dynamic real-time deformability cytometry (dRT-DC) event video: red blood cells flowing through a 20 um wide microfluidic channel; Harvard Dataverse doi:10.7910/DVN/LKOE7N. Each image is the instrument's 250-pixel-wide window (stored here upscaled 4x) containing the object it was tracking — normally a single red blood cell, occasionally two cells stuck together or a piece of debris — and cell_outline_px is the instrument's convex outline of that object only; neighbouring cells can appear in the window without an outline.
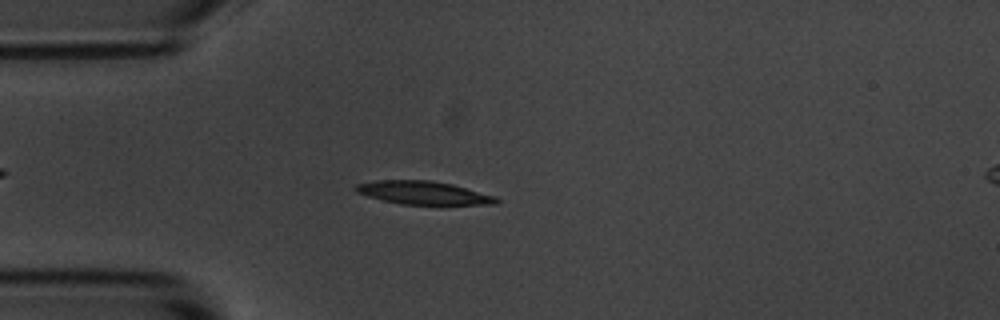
{"species": "common noctule bat (a hibernating species)", "species_latin": "Nyctalus noctula", "temperature_condition": "room temperature", "stored_images_in_passage": 47, "camera_frame_rate_fps": 3000, "um_per_image_px": 0.085, "animal": {"sex": "male", "body_mass_g": 20.1, "forearm_length_mm": 53.5}, "frame": {"image": 1, "passage_image": 7, "time_ms": 2.0, "image_size_px": [1000, 320], "cell_outline_px": [[500, 200], [496, 204], [400, 204], [368, 196], [356, 192], [352, 188], [356, 184], [376, 180], [432, 180], [452, 184], [496, 196]], "centroid_in_image_um": [35.97, 16.38], "position_along_channel_um": 49.0, "area_um2": 18.96}}
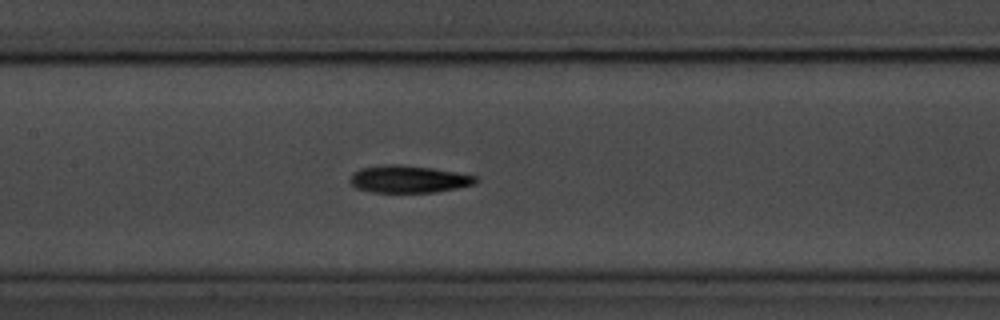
{"frame": {"image": 2, "passage_image": 18, "time_ms": 5.667, "image_size_px": [1000, 320], "cell_outline_px": [[480, 180], [476, 184], [436, 192], [372, 192], [356, 188], [352, 184], [352, 172], [360, 168], [384, 164], [400, 164], [432, 168], [456, 172], [476, 176]], "centroid_in_image_um": [34.76, 15.22], "position_along_channel_um": 172.6, "area_um2": 20.0}}
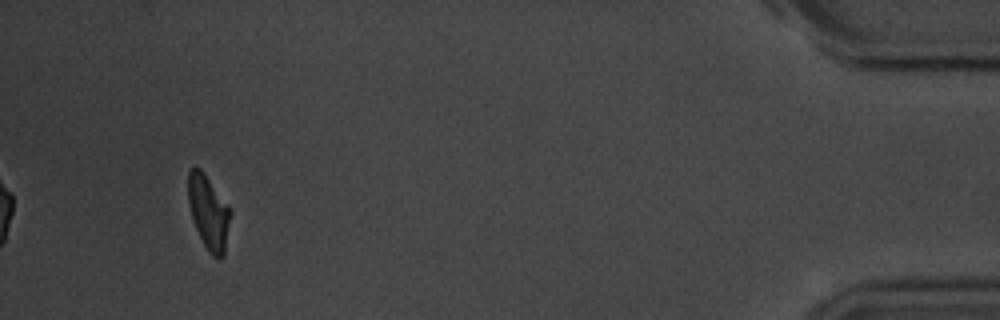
{"frame": {"image": 3, "passage_image": 44, "time_ms": 14.333, "image_size_px": [1000, 320], "cell_outline_px": [[232, 212], [224, 256], [216, 260], [208, 252], [196, 228], [192, 216], [188, 200], [188, 172], [192, 168], [200, 168], [204, 172], [228, 204]], "centroid_in_image_um": [17.76, 18.06], "position_along_channel_um": 417.4, "area_um2": 18.32}, "authors_computed_cell_mechanics": {"area_um2": 19.652, "velocity_mm_per_s": 3.6669, "shape_relaxation_time_tau1_ms": 2.9406, "shape_relaxation_time_tau2_ms": 7.6625, "deformation_change_tau1": 0.1343, "deformation_change_tau2": 0.1602}}